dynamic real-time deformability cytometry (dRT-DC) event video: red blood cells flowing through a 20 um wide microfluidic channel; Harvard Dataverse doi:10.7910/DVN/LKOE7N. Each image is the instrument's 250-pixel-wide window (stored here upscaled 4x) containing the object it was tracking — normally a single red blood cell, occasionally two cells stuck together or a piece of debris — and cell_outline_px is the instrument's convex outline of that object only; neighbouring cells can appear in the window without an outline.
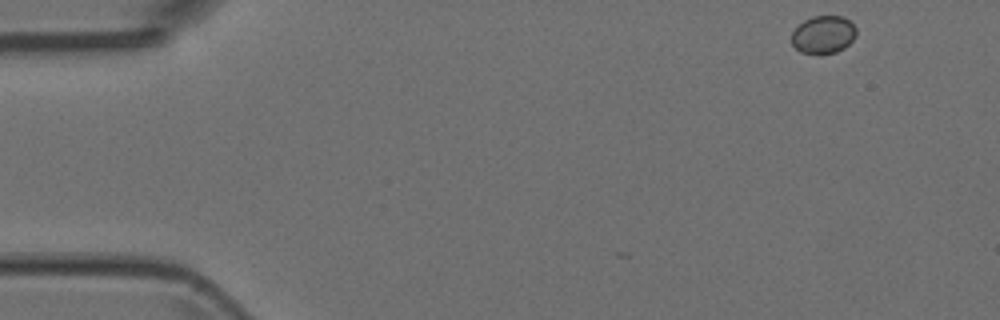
{"species": "Egyptian fruit bat (a non-hibernating species)", "species_latin": "Rousettus aegyptiacus", "temperature_condition": "room temperature", "stored_images_in_passage": 3, "camera_frame_rate_fps": 3000, "um_per_image_px": 0.085, "animal": {"sex": "female"}, "frame": {"image": 1, "passage_image": 1, "time_ms": 0.0, "image_size_px": [1000, 320], "cell_outline_px": [[856, 36], [844, 48], [836, 52], [800, 52], [792, 44], [792, 32], [804, 20], [812, 16], [844, 16], [856, 28]], "centroid_in_image_um": [69.99, 2.91], "position_along_channel_um": 15.0, "area_um2": 13.93}}